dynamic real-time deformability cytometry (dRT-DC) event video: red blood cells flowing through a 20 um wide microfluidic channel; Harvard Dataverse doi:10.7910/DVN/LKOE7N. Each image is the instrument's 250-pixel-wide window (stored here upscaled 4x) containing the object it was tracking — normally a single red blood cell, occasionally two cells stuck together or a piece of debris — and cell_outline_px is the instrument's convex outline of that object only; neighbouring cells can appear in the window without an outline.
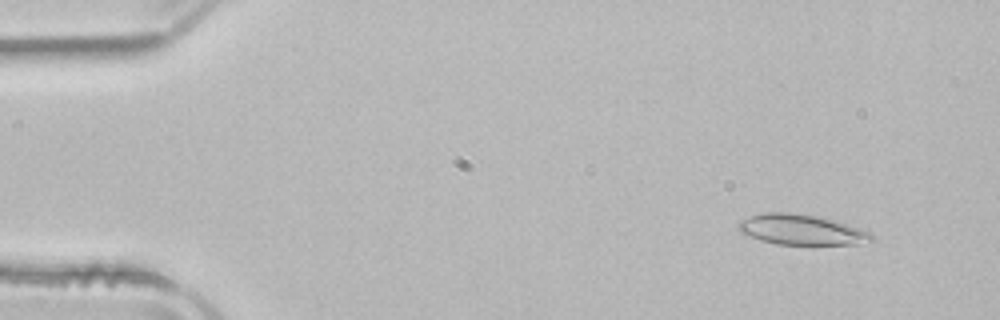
{"species": "common noctule bat (a hibernating species)", "species_latin": "Nyctalus noctula", "temperature_condition": "room temperature", "stored_images_in_passage": 51, "camera_frame_rate_fps": 3000, "um_per_image_px": 0.085, "animal": {"sex": "male", "body_mass_g": 21.5, "forearm_length_mm": 52.0}, "frame": {"image": 1, "passage_image": 4, "time_ms": 1.0, "image_size_px": [1000, 320], "cell_outline_px": [[876, 240], [860, 244], [776, 244], [760, 240], [740, 232], [736, 228], [736, 224], [740, 220], [748, 216], [764, 212], [792, 212], [820, 216], [848, 224], [872, 232]], "centroid_in_image_um": [68.13, 19.51], "position_along_channel_um": 16.9, "area_um2": 23.99}}
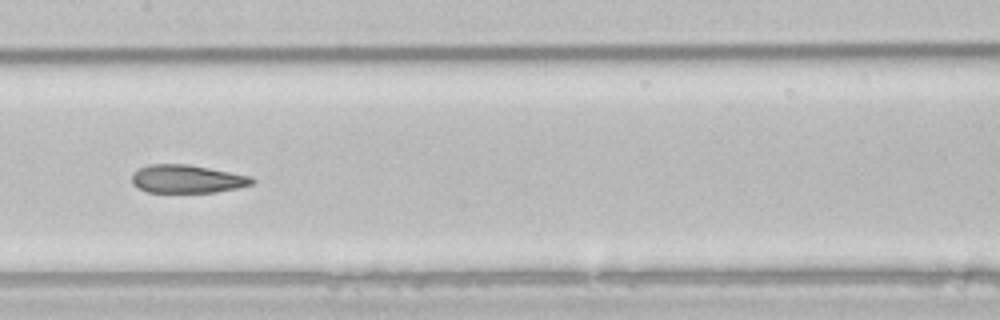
{"frame": {"image": 2, "passage_image": 25, "time_ms": 8.0, "image_size_px": [1000, 320], "cell_outline_px": [[256, 180], [252, 184], [236, 188], [216, 192], [148, 192], [132, 184], [132, 172], [148, 164], [188, 164], [252, 176]], "centroid_in_image_um": [15.9, 15.2], "position_along_channel_um": 191.5, "area_um2": 19.71}}
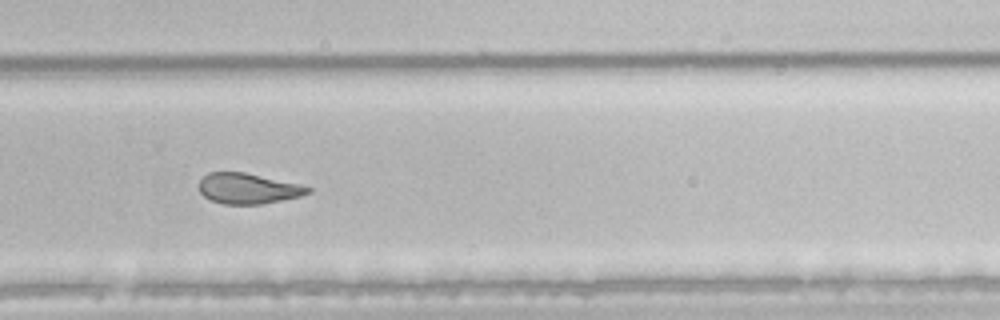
{"frame": {"image": 3, "passage_image": 34, "time_ms": 11.0, "image_size_px": [1000, 320], "cell_outline_px": [[312, 192], [300, 196], [260, 204], [224, 204], [212, 200], [204, 196], [200, 192], [200, 180], [208, 172], [244, 172], [300, 184], [312, 188]], "centroid_in_image_um": [21.1, 16.02], "position_along_channel_um": 308.7, "area_um2": 19.19}, "authors_computed_cell_mechanics": {"area_um2": 23.0044, "velocity_mm_per_s": 3.9362, "shape_relaxation_time_tau1_ms": null, "shape_relaxation_time_tau2_ms": 2.8702, "deformation_change_tau1": null, "deformation_change_tau2": 0.1041}}